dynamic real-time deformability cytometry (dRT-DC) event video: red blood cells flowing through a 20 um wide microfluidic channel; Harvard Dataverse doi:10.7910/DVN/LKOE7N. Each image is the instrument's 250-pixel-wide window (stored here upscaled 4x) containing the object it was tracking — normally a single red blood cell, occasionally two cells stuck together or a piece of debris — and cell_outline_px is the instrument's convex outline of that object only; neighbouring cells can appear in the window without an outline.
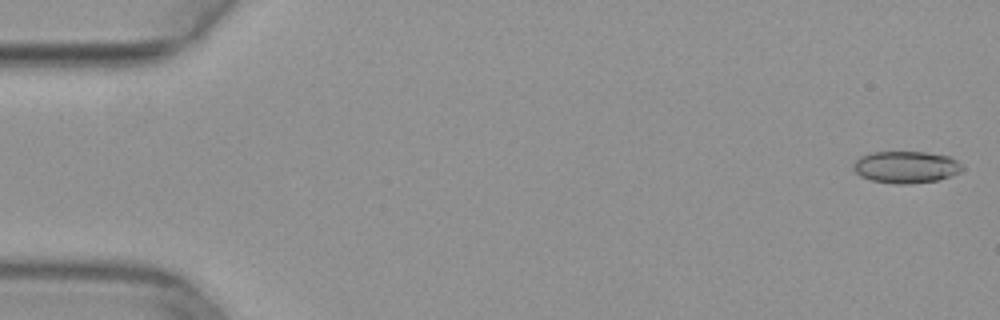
{"species": "common noctule bat (a hibernating species)", "species_latin": "Nyctalus noctula", "temperature_condition": "warm", "stored_images_in_passage": 50, "camera_frame_rate_fps": 3000, "um_per_image_px": 0.085, "animal": {"sex": "female", "body_mass_g": 29.2, "forearm_length_mm": 56.3}, "frame": {"image": 1, "passage_image": 1, "time_ms": 0.0, "image_size_px": [1000, 320], "cell_outline_px": [[964, 168], [960, 172], [936, 180], [908, 184], [896, 184], [872, 180], [860, 176], [852, 168], [852, 164], [860, 156], [872, 152], [928, 152], [948, 156], [956, 160]], "centroid_in_image_um": [76.97, 14.19], "position_along_channel_um": 8.0, "area_um2": 20.17}}
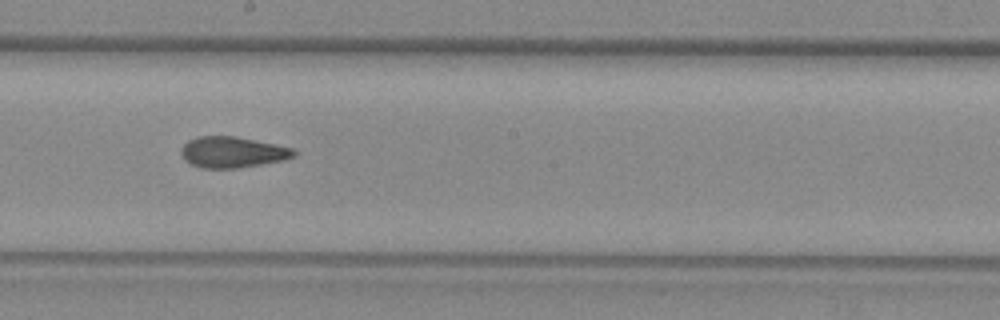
{"frame": {"image": 2, "passage_image": 28, "time_ms": 9.0, "image_size_px": [1000, 320], "cell_outline_px": [[296, 156], [284, 160], [236, 168], [200, 168], [184, 160], [180, 152], [180, 148], [188, 140], [196, 136], [236, 136], [276, 144], [292, 148], [296, 152]], "centroid_in_image_um": [19.73, 12.93], "position_along_channel_um": 228.5, "area_um2": 20.46}}
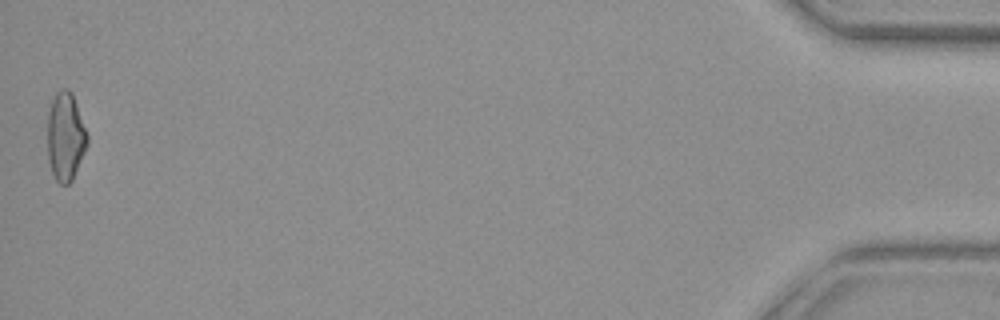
{"frame": {"image": 3, "passage_image": 50, "time_ms": 16.333, "image_size_px": [1000, 320], "cell_outline_px": [[88, 144], [72, 180], [68, 184], [60, 184], [56, 180], [52, 172], [48, 160], [48, 112], [52, 100], [56, 92], [64, 88], [68, 88], [72, 92], [88, 136]], "centroid_in_image_um": [5.56, 11.6], "position_along_channel_um": 429.6, "area_um2": 20.4}}